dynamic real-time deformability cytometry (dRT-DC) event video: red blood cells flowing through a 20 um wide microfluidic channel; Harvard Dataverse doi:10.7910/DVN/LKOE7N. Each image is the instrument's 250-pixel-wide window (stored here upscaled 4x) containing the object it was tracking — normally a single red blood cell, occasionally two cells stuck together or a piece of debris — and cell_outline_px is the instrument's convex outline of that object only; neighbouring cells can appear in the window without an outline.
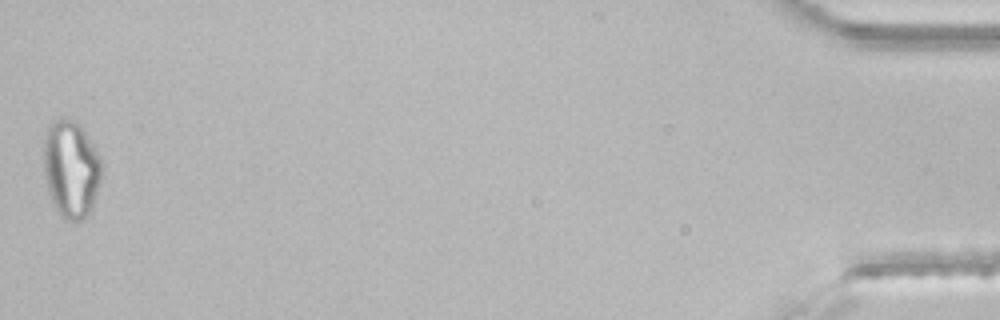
{"species": "common noctule bat (a hibernating species)", "species_latin": "Nyctalus noctula", "temperature_condition": "room temperature", "stored_images_in_passage": 44, "segment_of_instrument_passage": [2, 2], "camera_frame_rate_fps": 3000, "um_per_image_px": 0.085, "animal": {"sex": "male", "body_mass_g": 21.5, "forearm_length_mm": 52.0}, "frame": {"image": 1, "passage_image": 44, "time_ms": 14.333, "image_size_px": [1000, 320], "cell_outline_px": [[104, 176], [92, 204], [88, 212], [80, 220], [64, 220], [56, 212], [48, 192], [44, 176], [44, 140], [48, 124], [52, 120], [60, 116], [64, 116], [72, 120], [84, 132], [100, 156], [104, 164]], "centroid_in_image_um": [6.04, 14.35], "position_along_channel_um": 429.2, "area_um2": 33.35}}